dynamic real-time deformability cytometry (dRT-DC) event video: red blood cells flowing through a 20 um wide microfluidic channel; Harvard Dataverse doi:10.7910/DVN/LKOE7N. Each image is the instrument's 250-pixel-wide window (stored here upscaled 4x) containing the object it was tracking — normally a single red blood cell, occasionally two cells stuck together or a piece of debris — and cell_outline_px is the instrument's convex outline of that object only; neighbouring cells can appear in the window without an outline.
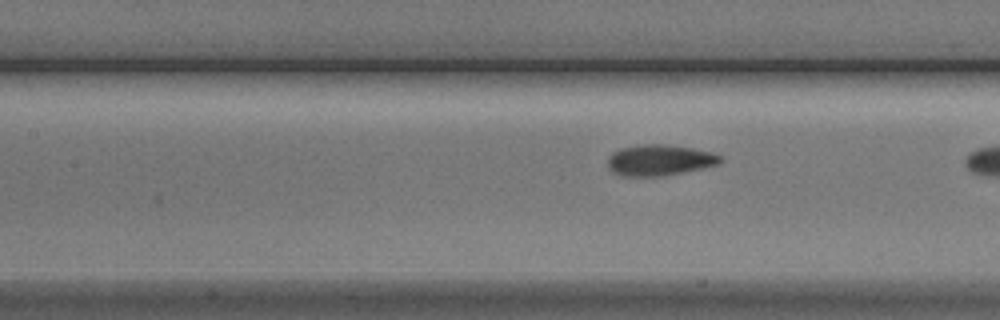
{"species": "Egyptian fruit bat (a non-hibernating species)", "species_latin": "Rousettus aegyptiacus", "temperature_condition": "cold", "stored_images_in_passage": 8, "camera_frame_rate_fps": 3000, "um_per_image_px": 0.085, "animal": {"sex": "male"}, "frame": {"image": 1, "passage_image": 8, "time_ms": 9.333, "image_size_px": [1000, 320], "cell_outline_px": [[724, 160], [720, 164], [704, 168], [664, 176], [620, 176], [612, 172], [608, 168], [608, 156], [612, 152], [620, 148], [640, 144], [664, 144], [692, 148], [712, 152], [720, 156]], "centroid_in_image_um": [56.05, 13.61], "position_along_channel_um": 151.3, "area_um2": 20.63}}